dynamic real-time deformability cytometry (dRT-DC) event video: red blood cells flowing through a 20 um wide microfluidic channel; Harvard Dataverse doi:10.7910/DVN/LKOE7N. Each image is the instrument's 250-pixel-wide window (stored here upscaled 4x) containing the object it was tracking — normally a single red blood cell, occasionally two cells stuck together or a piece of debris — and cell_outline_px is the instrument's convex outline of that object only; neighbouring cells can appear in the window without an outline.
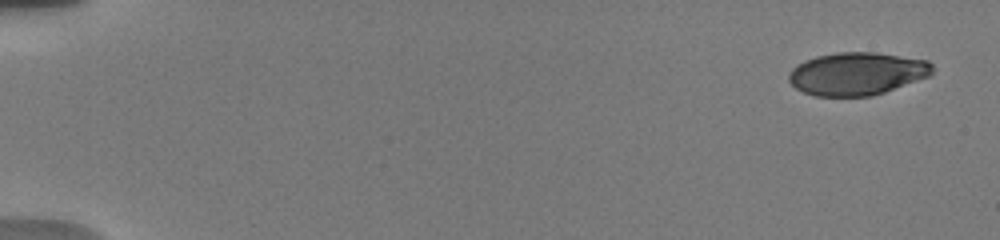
{"species": "human", "species_latin": "Homo sapiens", "temperature_condition": "warm", "stored_images_in_passage": 29, "camera_frame_rate_fps": 3000, "um_per_image_px": 0.085, "donor": {"sex": "male"}, "frame": {"image": 1, "passage_image": 1, "time_ms": 0.0, "image_size_px": [1000, 240], "cell_outline_px": [[932, 72], [928, 76], [884, 92], [872, 96], [816, 96], [804, 92], [796, 88], [788, 80], [788, 72], [796, 64], [804, 60], [816, 56], [836, 52], [876, 52], [928, 60], [932, 64]], "centroid_in_image_um": [72.8, 6.25], "position_along_channel_um": 12.2, "area_um2": 35.84}}
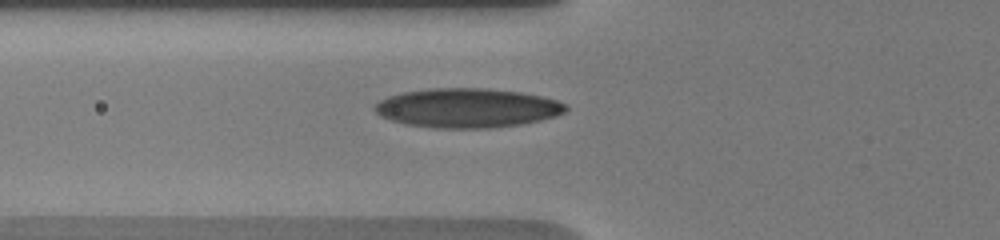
{"frame": {"image": 2, "passage_image": 11, "time_ms": 6.333, "image_size_px": [1000, 240], "cell_outline_px": [[568, 108], [564, 112], [556, 116], [540, 120], [520, 124], [492, 128], [432, 128], [404, 124], [380, 116], [372, 108], [380, 100], [388, 96], [404, 92], [428, 88], [484, 88], [520, 92], [540, 96], [556, 100], [568, 104]], "centroid_in_image_um": [39.7, 9.18], "position_along_channel_um": 86.1, "area_um2": 43.87}}
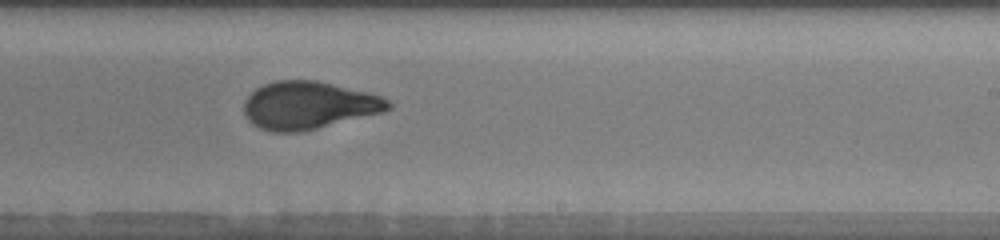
{"frame": {"image": 3, "passage_image": 19, "time_ms": 11.0, "image_size_px": [1000, 240], "cell_outline_px": [[392, 108], [384, 112], [300, 132], [272, 132], [260, 128], [252, 124], [248, 120], [244, 112], [244, 100], [256, 88], [264, 84], [276, 80], [316, 80], [372, 92], [388, 100], [392, 104]], "centroid_in_image_um": [26.25, 8.94], "position_along_channel_um": 262.8, "area_um2": 40.34}, "authors_computed_cell_mechanics": {"area_um2": 39.304, "velocity_mm_per_s": 3.7812, "shape_relaxation_time_tau1_ms": 7.5017, "shape_relaxation_time_tau2_ms": 1.0096, "deformation_change_tau1": 0.2572, "deformation_change_tau2": 0.0651}}